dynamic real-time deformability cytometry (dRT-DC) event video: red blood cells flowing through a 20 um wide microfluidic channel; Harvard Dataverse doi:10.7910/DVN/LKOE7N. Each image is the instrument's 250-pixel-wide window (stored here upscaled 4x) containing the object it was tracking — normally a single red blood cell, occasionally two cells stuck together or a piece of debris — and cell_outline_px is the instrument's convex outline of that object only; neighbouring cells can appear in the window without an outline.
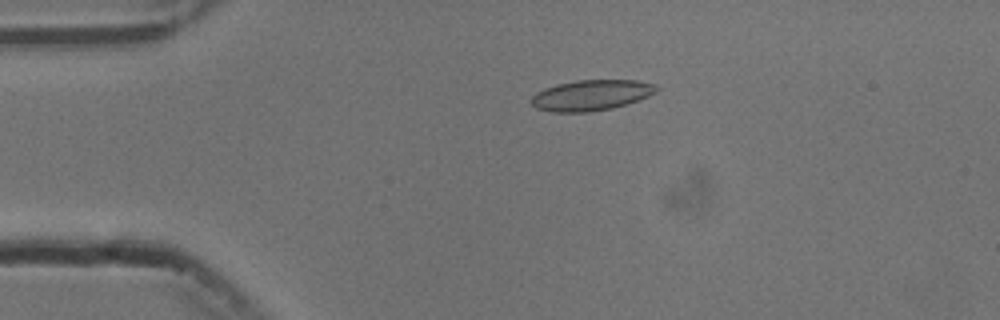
{"species": "common noctule bat (a hibernating species)", "species_latin": "Nyctalus noctula", "temperature_condition": "cold", "stored_images_in_passage": 45, "camera_frame_rate_fps": 3000, "um_per_image_px": 0.085, "animal": {"sex": "male", "body_mass_g": 13.3}, "frame": {"image": 1, "passage_image": 2, "time_ms": 0.333, "image_size_px": [1000, 320], "cell_outline_px": [[660, 88], [656, 92], [648, 96], [612, 108], [588, 112], [552, 112], [536, 108], [532, 104], [532, 96], [536, 92], [544, 88], [556, 84], [576, 80], [636, 80], [656, 84]], "centroid_in_image_um": [50.24, 8.08], "position_along_channel_um": 34.8, "area_um2": 22.31}}
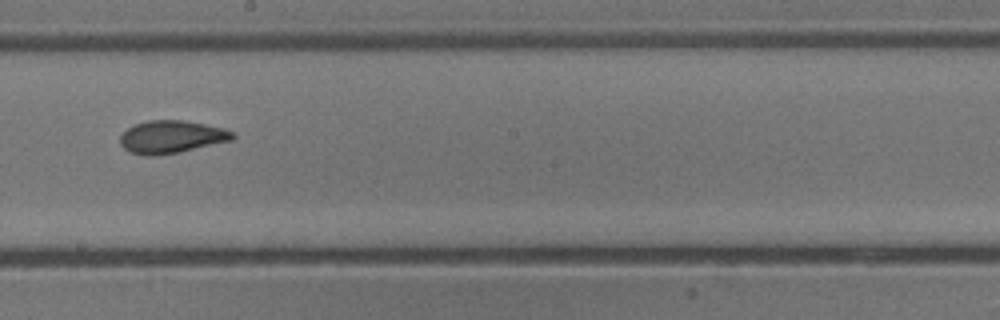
{"frame": {"image": 2, "passage_image": 21, "time_ms": 6.667, "image_size_px": [1000, 320], "cell_outline_px": [[236, 136], [232, 140], [180, 152], [152, 156], [148, 156], [132, 152], [124, 148], [120, 144], [120, 136], [132, 124], [148, 120], [184, 120], [224, 128], [236, 132]], "centroid_in_image_um": [14.59, 11.62], "position_along_channel_um": 233.6, "area_um2": 21.5}}
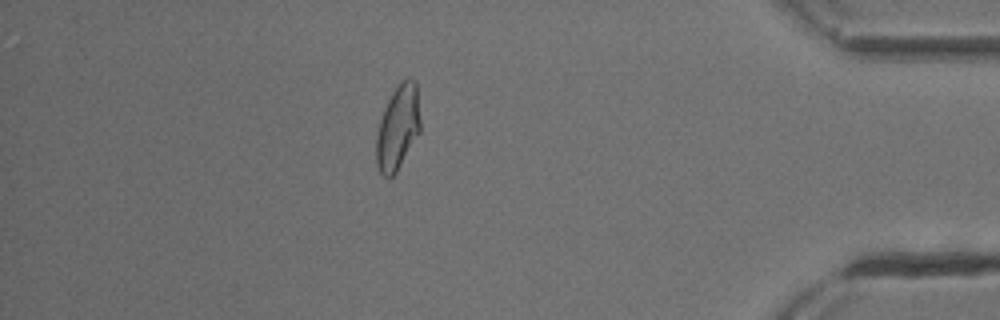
{"frame": {"image": 3, "passage_image": 38, "time_ms": 12.333, "image_size_px": [1000, 320], "cell_outline_px": [[420, 132], [396, 172], [388, 180], [380, 172], [376, 164], [376, 136], [380, 120], [384, 108], [392, 92], [400, 80], [408, 76], [416, 80], [420, 120]], "centroid_in_image_um": [33.82, 10.81], "position_along_channel_um": 401.4, "area_um2": 21.91}, "authors_computed_cell_mechanics": {"area_um2": 21.5594, "velocity_mm_per_s": 3.7424, "shape_relaxation_time_tau1_ms": null, "shape_relaxation_time_tau2_ms": 1.9245, "deformation_change_tau1": null, "deformation_change_tau2": 0.0713}}